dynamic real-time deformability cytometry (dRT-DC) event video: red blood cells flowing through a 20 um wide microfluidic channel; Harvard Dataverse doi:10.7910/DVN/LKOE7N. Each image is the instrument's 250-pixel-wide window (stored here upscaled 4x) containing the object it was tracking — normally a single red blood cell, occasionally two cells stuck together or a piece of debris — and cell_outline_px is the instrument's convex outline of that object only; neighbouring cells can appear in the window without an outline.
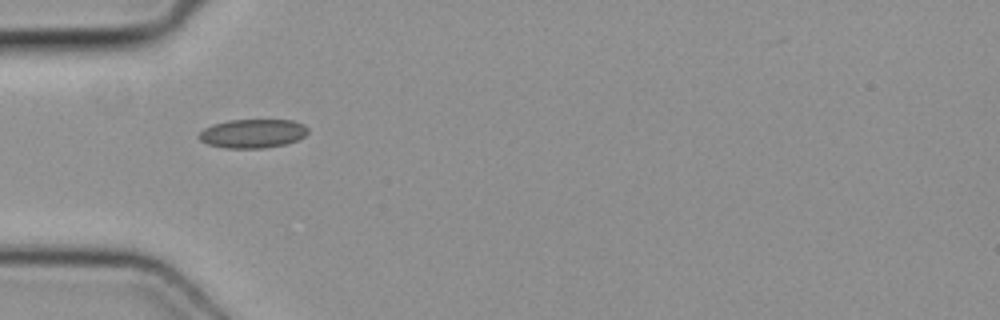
{"species": "common noctule bat (a hibernating species)", "species_latin": "Nyctalus noctula", "temperature_condition": "cold", "stored_images_in_passage": 3, "camera_frame_rate_fps": 3000, "um_per_image_px": 0.085, "animal": {"sex": "female", "body_mass_g": 19.3, "forearm_length_mm": 54.1}, "frame": {"image": 1, "passage_image": 1, "time_ms": 0.0, "image_size_px": [1000, 320], "cell_outline_px": [[308, 132], [304, 136], [296, 140], [284, 144], [264, 148], [224, 148], [208, 144], [200, 140], [200, 132], [204, 128], [212, 124], [228, 120], [292, 120], [304, 124], [308, 128]], "centroid_in_image_um": [21.48, 11.34], "position_along_channel_um": 63.5, "area_um2": 18.26}}
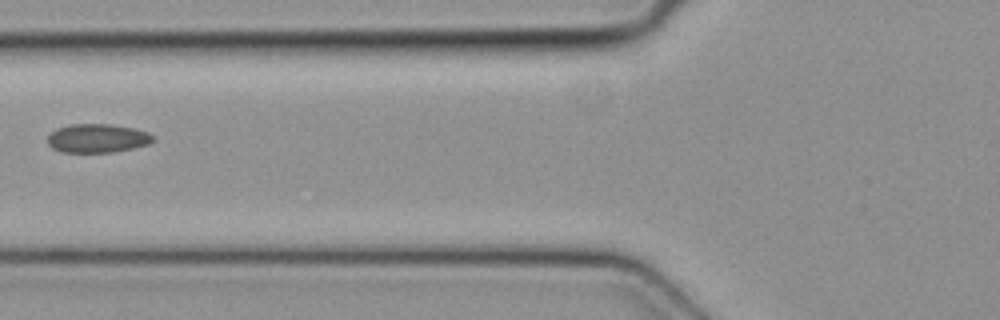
{"frame": {"image": 2, "passage_image": 2, "time_ms": 0.333, "image_size_px": [1000, 320], "cell_outline_px": [[152, 140], [148, 144], [132, 148], [112, 152], [60, 152], [52, 148], [48, 144], [48, 136], [56, 128], [68, 124], [108, 124], [132, 128], [148, 132], [152, 136]], "centroid_in_image_um": [8.22, 11.75], "position_along_channel_um": 117.6, "area_um2": 17.51}}
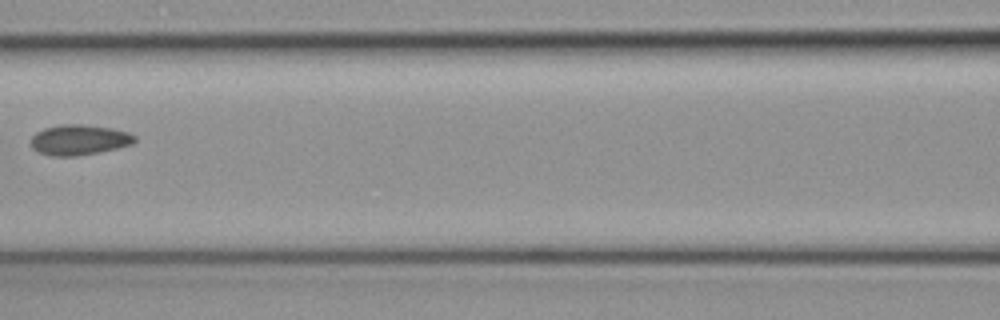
{"frame": {"image": 3, "passage_image": 3, "time_ms": 0.667, "image_size_px": [1000, 320], "cell_outline_px": [[136, 140], [132, 144], [116, 148], [76, 156], [52, 156], [40, 152], [32, 148], [32, 136], [36, 132], [44, 128], [60, 124], [84, 124], [112, 128], [128, 132], [136, 136]], "centroid_in_image_um": [6.73, 11.87], "position_along_channel_um": 159.9, "area_um2": 18.26}}